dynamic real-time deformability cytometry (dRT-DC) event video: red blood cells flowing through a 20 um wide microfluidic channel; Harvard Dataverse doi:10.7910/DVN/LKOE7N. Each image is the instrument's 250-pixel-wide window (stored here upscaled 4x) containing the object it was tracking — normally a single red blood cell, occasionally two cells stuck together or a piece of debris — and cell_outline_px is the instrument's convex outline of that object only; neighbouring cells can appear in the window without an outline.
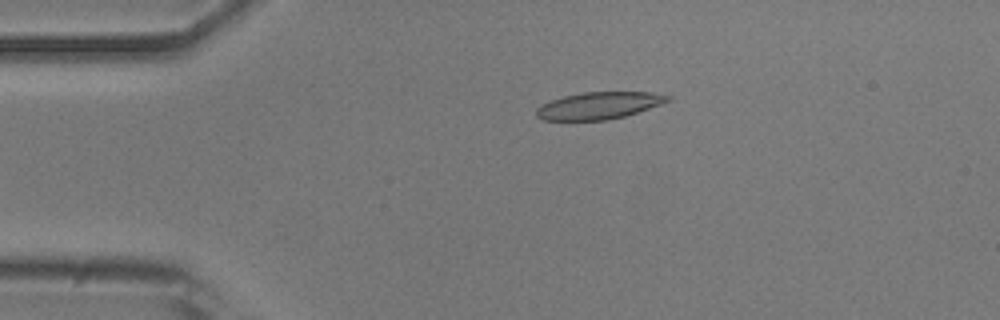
{"species": "common noctule bat (a hibernating species)", "species_latin": "Nyctalus noctula", "temperature_condition": "room temperature", "stored_images_in_passage": 52, "camera_frame_rate_fps": 3000, "um_per_image_px": 0.085, "animal": {"sex": "male", "body_mass_g": 20.5, "forearm_length_mm": 52.5}, "frame": {"image": 1, "passage_image": 11, "time_ms": 3.333, "image_size_px": [1000, 320], "cell_outline_px": [[672, 100], [624, 116], [608, 120], [544, 120], [536, 116], [536, 108], [552, 100], [564, 96], [584, 92], [652, 92], [672, 96]], "centroid_in_image_um": [50.92, 8.97], "position_along_channel_um": 34.1, "area_um2": 20.52}}
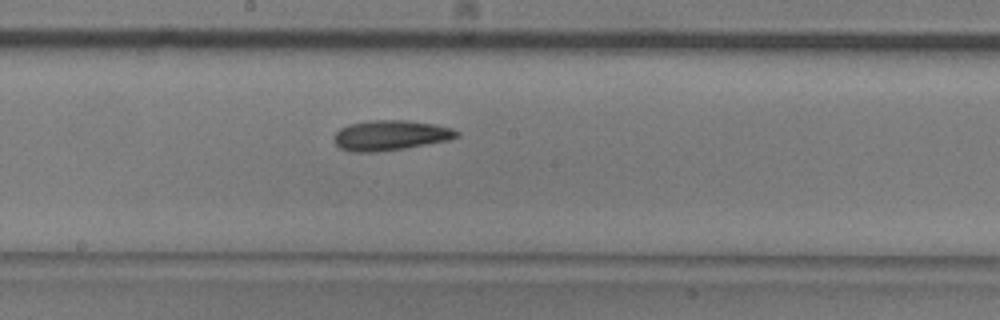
{"frame": {"image": 2, "passage_image": 28, "time_ms": 9.0, "image_size_px": [1000, 320], "cell_outline_px": [[460, 136], [448, 140], [404, 148], [372, 152], [352, 152], [340, 148], [332, 140], [336, 132], [340, 128], [348, 124], [368, 120], [408, 120], [436, 124], [452, 128], [460, 132]], "centroid_in_image_um": [33.18, 11.49], "position_along_channel_um": 215.0, "area_um2": 21.68}}
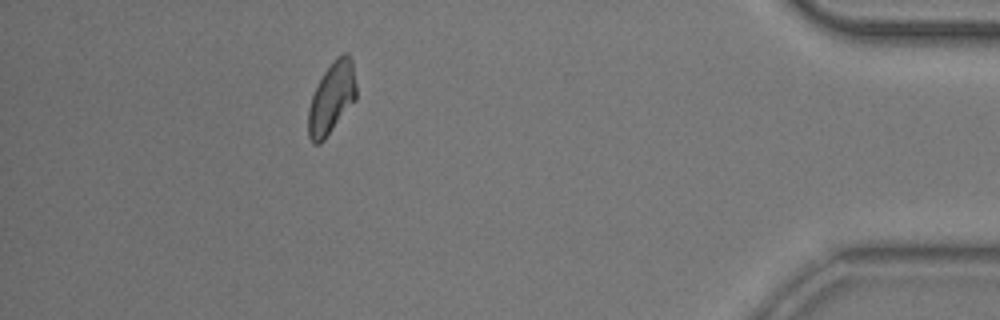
{"frame": {"image": 3, "passage_image": 47, "time_ms": 15.333, "image_size_px": [1000, 320], "cell_outline_px": [[356, 100], [324, 140], [320, 144], [312, 144], [308, 136], [308, 108], [312, 96], [324, 72], [336, 56], [344, 52], [348, 52], [352, 60], [356, 84]], "centroid_in_image_um": [28.2, 8.34], "position_along_channel_um": 407.0, "area_um2": 20.11}, "authors_computed_cell_mechanics": {"area_um2": 20.7502, "velocity_mm_per_s": 3.856, "shape_relaxation_time_tau1_ms": 9.6702, "shape_relaxation_time_tau2_ms": 4.6996, "deformation_change_tau1": 0.1779, "deformation_change_tau2": 0.1214}}